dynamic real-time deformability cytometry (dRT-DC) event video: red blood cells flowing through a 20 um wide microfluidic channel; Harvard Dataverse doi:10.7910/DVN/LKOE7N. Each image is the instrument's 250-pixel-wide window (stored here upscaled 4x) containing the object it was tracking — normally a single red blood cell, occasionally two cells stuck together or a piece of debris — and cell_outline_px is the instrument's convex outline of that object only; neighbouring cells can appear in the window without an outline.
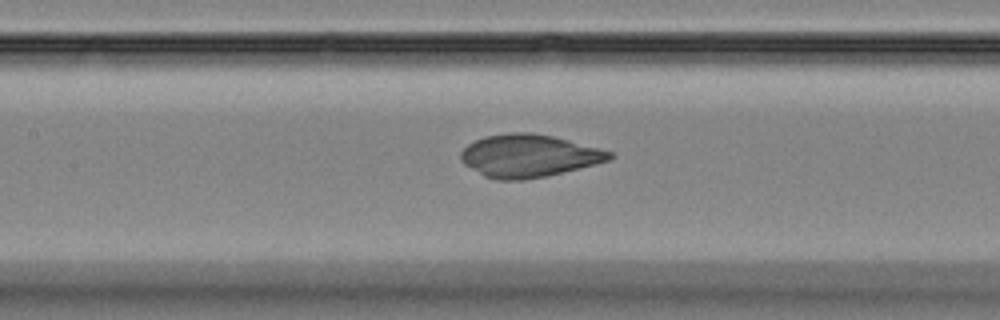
{"species": "Egyptian fruit bat (a non-hibernating species)", "species_latin": "Rousettus aegyptiacus", "temperature_condition": "room temperature", "stored_images_in_passage": 47, "camera_frame_rate_fps": 3000, "um_per_image_px": 0.085, "animal": {"sex": "female"}, "frame": {"image": 1, "passage_image": 23, "time_ms": 7.333, "image_size_px": [1000, 320], "cell_outline_px": [[616, 156], [608, 160], [596, 164], [544, 176], [524, 180], [496, 180], [484, 176], [464, 164], [460, 160], [460, 152], [468, 144], [484, 136], [512, 132], [532, 132], [552, 136], [568, 140], [612, 152]], "centroid_in_image_um": [44.9, 13.24], "position_along_channel_um": 162.5, "area_um2": 36.76}}
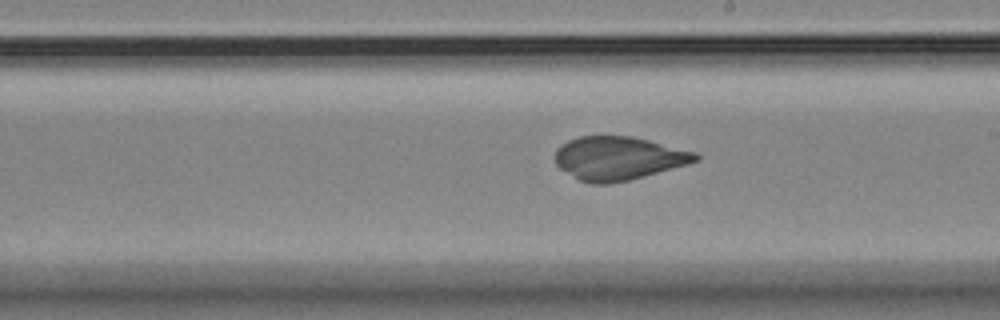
{"frame": {"image": 2, "passage_image": 29, "time_ms": 9.333, "image_size_px": [1000, 320], "cell_outline_px": [[700, 160], [688, 164], [644, 176], [612, 184], [588, 184], [580, 180], [560, 168], [556, 164], [556, 148], [560, 144], [568, 140], [580, 136], [632, 136], [696, 152], [700, 156]], "centroid_in_image_um": [52.56, 13.45], "position_along_channel_um": 236.4, "area_um2": 35.55}}
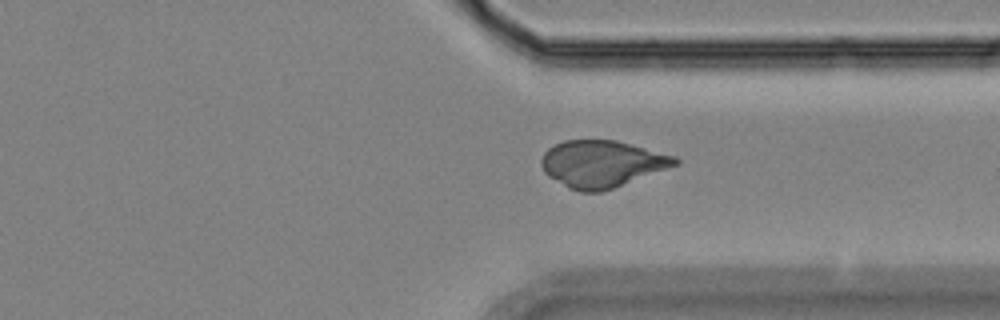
{"frame": {"image": 3, "passage_image": 39, "time_ms": 12.667, "image_size_px": [1000, 320], "cell_outline_px": [[680, 164], [612, 188], [600, 192], [580, 192], [568, 188], [548, 176], [544, 172], [540, 164], [540, 160], [544, 152], [548, 148], [564, 140], [616, 140], [676, 156], [680, 160]], "centroid_in_image_um": [51.15, 13.92], "position_along_channel_um": 360.3, "area_um2": 36.53}}